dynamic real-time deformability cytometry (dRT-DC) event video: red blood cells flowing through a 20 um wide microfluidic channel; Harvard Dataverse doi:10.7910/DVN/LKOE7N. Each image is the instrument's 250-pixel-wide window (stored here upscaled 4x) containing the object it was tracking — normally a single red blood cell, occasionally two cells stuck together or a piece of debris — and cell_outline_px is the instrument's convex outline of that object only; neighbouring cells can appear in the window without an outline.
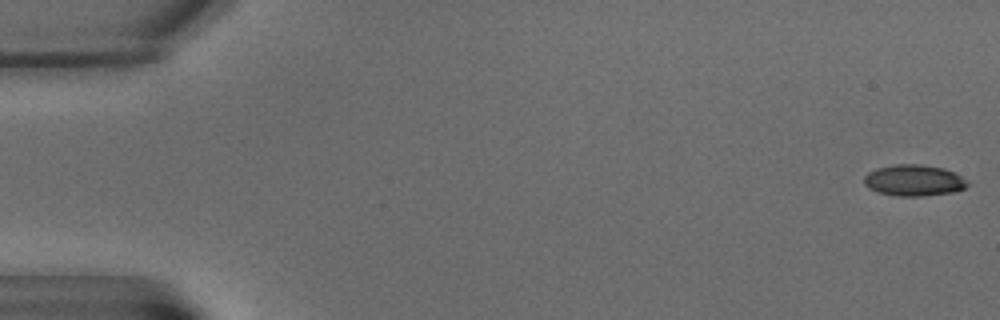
{"species": "common noctule bat (a hibernating species)", "species_latin": "Nyctalus noctula", "temperature_condition": "warm", "stored_images_in_passage": 8, "camera_frame_rate_fps": 3000, "um_per_image_px": 0.085, "animal": {"sex": "male", "body_mass_g": 15.6}, "frame": {"image": 1, "passage_image": 1, "time_ms": 0.0, "image_size_px": [1000, 320], "cell_outline_px": [[972, 184], [964, 188], [952, 192], [924, 196], [896, 196], [876, 192], [868, 188], [864, 184], [864, 176], [868, 172], [876, 168], [896, 164], [920, 164], [944, 168], [968, 180]], "centroid_in_image_um": [77.67, 15.33], "position_along_channel_um": 7.3, "area_um2": 19.02}}
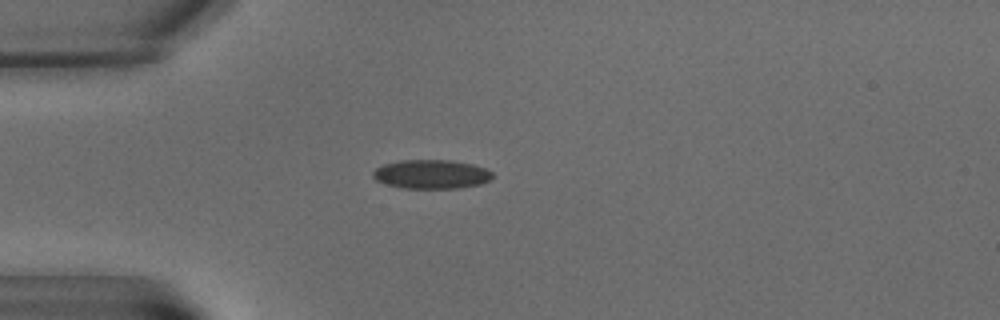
{"frame": {"image": 2, "passage_image": 6, "time_ms": 6.333, "image_size_px": [1000, 320], "cell_outline_px": [[496, 176], [492, 180], [480, 184], [460, 188], [404, 188], [388, 184], [376, 180], [372, 176], [372, 172], [376, 168], [384, 164], [400, 160], [452, 160], [472, 164], [484, 168], [492, 172]], "centroid_in_image_um": [36.71, 14.8], "position_along_channel_um": 48.3, "area_um2": 20.29}}